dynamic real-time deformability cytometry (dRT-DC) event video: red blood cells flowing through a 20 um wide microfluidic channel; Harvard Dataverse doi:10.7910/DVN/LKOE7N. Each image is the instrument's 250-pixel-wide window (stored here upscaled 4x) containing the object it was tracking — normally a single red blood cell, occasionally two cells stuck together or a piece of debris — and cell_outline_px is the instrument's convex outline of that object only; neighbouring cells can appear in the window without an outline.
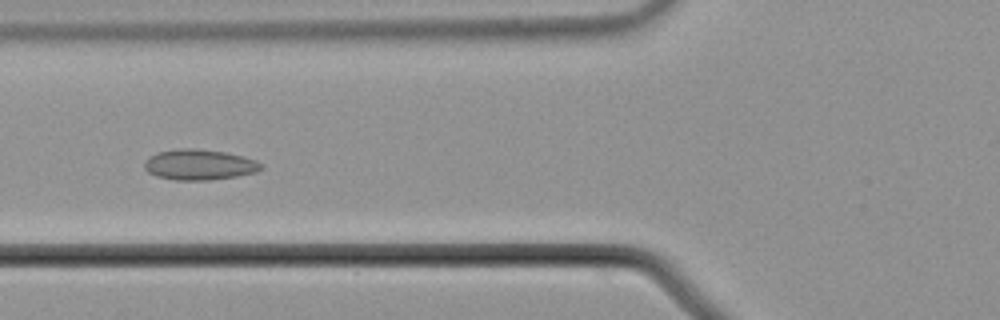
{"species": "common noctule bat (a hibernating species)", "species_latin": "Nyctalus noctula", "temperature_condition": "cold", "stored_images_in_passage": 14, "camera_frame_rate_fps": 3000, "um_per_image_px": 0.085, "animal": {"sex": "male", "body_mass_g": 21.5, "forearm_length_mm": 52.0}, "frame": {"image": 1, "passage_image": 5, "time_ms": 1.333, "image_size_px": [1000, 320], "cell_outline_px": [[264, 168], [256, 172], [236, 176], [208, 180], [176, 180], [156, 176], [148, 172], [144, 168], [144, 160], [156, 152], [180, 148], [196, 148], [224, 152], [244, 156], [256, 160], [264, 164]], "centroid_in_image_um": [16.95, 13.99], "position_along_channel_um": 108.9, "area_um2": 20.98}}
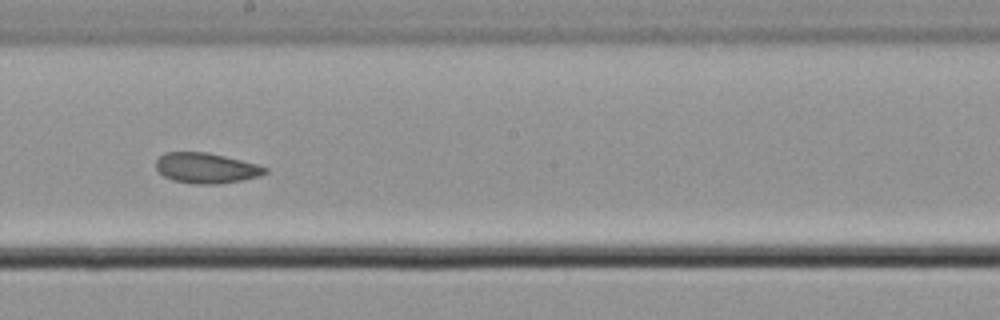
{"frame": {"image": 2, "passage_image": 8, "time_ms": 2.333, "image_size_px": [1000, 320], "cell_outline_px": [[268, 172], [260, 176], [220, 184], [196, 184], [172, 180], [164, 176], [156, 168], [156, 160], [164, 152], [208, 152], [256, 164], [268, 168]], "centroid_in_image_um": [17.51, 14.28], "position_along_channel_um": 230.7, "area_um2": 19.25}}
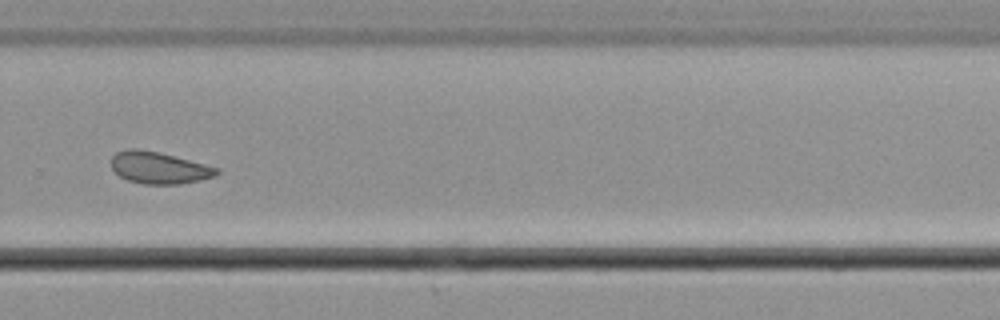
{"frame": {"image": 3, "passage_image": 10, "time_ms": 3.0, "image_size_px": [1000, 320], "cell_outline_px": [[220, 172], [212, 176], [200, 180], [180, 184], [144, 184], [128, 180], [120, 176], [112, 168], [112, 156], [116, 152], [128, 148], [136, 148], [156, 152], [220, 168]], "centroid_in_image_um": [13.49, 14.26], "position_along_channel_um": 316.3, "area_um2": 19.25}}